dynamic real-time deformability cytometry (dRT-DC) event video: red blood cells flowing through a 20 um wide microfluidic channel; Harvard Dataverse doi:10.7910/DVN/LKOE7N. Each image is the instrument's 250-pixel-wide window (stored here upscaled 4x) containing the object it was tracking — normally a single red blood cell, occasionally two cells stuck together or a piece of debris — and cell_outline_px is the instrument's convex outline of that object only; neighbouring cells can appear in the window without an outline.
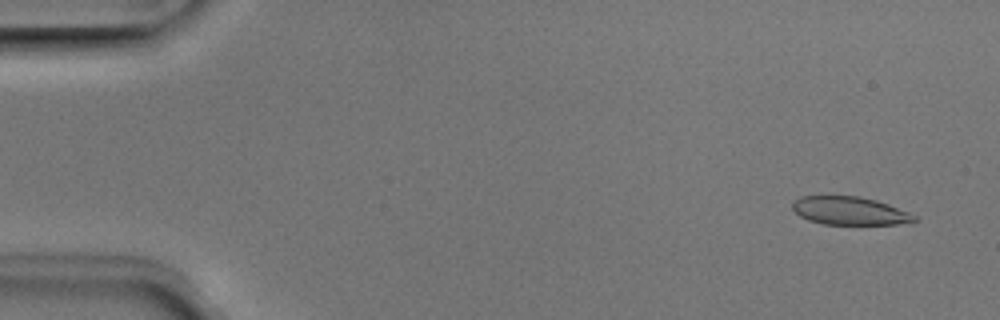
{"species": "Egyptian fruit bat (a non-hibernating species)", "species_latin": "Rousettus aegyptiacus", "temperature_condition": "room temperature", "stored_images_in_passage": 14, "camera_frame_rate_fps": 3000, "um_per_image_px": 0.085, "animal": {"sex": "male"}, "frame": {"image": 1, "passage_image": 3, "time_ms": 0.667, "image_size_px": [1000, 320], "cell_outline_px": [[916, 220], [912, 224], [824, 224], [808, 220], [800, 216], [792, 208], [792, 204], [800, 196], [860, 196], [876, 200], [888, 204], [908, 212], [916, 216]], "centroid_in_image_um": [72.25, 17.92], "position_along_channel_um": 12.7, "area_um2": 20.0}}
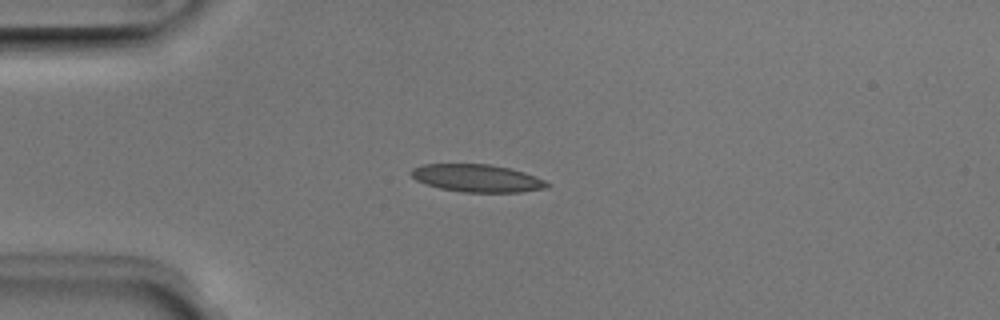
{"frame": {"image": 2, "passage_image": 13, "time_ms": 4.0, "image_size_px": [1000, 320], "cell_outline_px": [[552, 184], [548, 188], [520, 192], [460, 192], [440, 188], [424, 184], [416, 180], [408, 172], [412, 168], [420, 164], [488, 164], [508, 168], [524, 172], [536, 176]], "centroid_in_image_um": [40.53, 15.15], "position_along_channel_um": 44.5, "area_um2": 22.08}}